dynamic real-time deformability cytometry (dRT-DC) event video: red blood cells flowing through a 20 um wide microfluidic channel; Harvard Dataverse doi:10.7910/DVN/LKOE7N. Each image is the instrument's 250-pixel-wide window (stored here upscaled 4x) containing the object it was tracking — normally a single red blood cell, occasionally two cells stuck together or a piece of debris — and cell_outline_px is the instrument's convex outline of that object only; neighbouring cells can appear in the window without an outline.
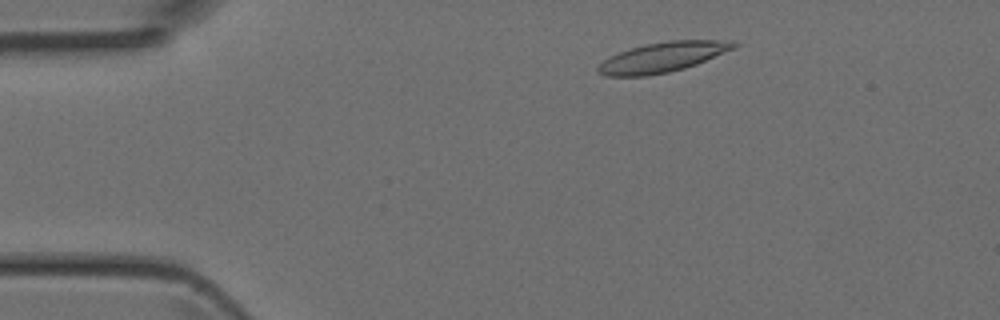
{"species": "Egyptian fruit bat (a non-hibernating species)", "species_latin": "Rousettus aegyptiacus", "temperature_condition": "room temperature", "stored_images_in_passage": 3, "camera_frame_rate_fps": 3000, "um_per_image_px": 0.085, "animal": {"sex": "female"}, "frame": {"image": 1, "passage_image": 1, "time_ms": 0.0, "image_size_px": [1000, 320], "cell_outline_px": [[740, 44], [736, 48], [696, 64], [684, 68], [668, 72], [648, 76], [604, 76], [596, 72], [596, 68], [604, 60], [620, 52], [644, 44], [668, 40], [732, 40]], "centroid_in_image_um": [56.35, 4.85], "position_along_channel_um": 28.6, "area_um2": 23.76}}
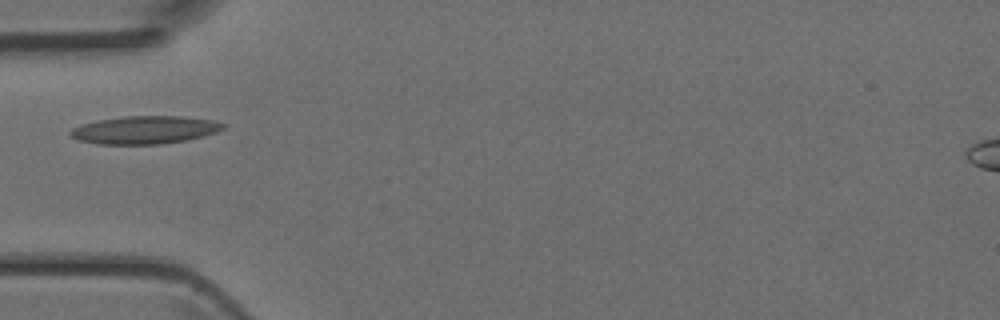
{"frame": {"image": 2, "passage_image": 3, "time_ms": 0.667, "image_size_px": [1000, 320], "cell_outline_px": [[228, 124], [224, 128], [216, 132], [184, 140], [160, 144], [100, 144], [80, 140], [72, 136], [68, 132], [72, 128], [84, 124], [100, 120], [124, 116], [180, 116], [212, 120]], "centroid_in_image_um": [12.32, 11.03], "position_along_channel_um": 72.7, "area_um2": 24.45}}